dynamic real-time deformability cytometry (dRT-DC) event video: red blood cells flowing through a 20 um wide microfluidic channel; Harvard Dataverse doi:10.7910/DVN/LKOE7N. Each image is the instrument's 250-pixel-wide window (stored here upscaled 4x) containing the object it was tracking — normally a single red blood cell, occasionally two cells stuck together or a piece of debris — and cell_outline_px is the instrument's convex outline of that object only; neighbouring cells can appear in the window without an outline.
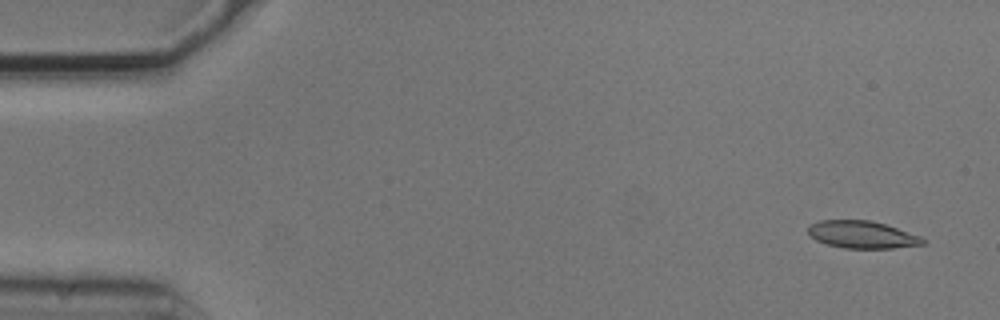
{"species": "common noctule bat (a hibernating species)", "species_latin": "Nyctalus noctula", "temperature_condition": "cold", "stored_images_in_passage": 54, "camera_frame_rate_fps": 3000, "um_per_image_px": 0.085, "animal": {"sex": "male", "body_mass_g": 20.5, "forearm_length_mm": 52.5}, "frame": {"image": 1, "passage_image": 3, "time_ms": 0.667, "image_size_px": [1000, 320], "cell_outline_px": [[928, 240], [924, 244], [892, 248], [844, 248], [828, 244], [816, 240], [808, 232], [808, 224], [820, 220], [872, 220], [920, 236]], "centroid_in_image_um": [73.27, 19.94], "position_along_channel_um": 11.7, "area_um2": 18.21}}
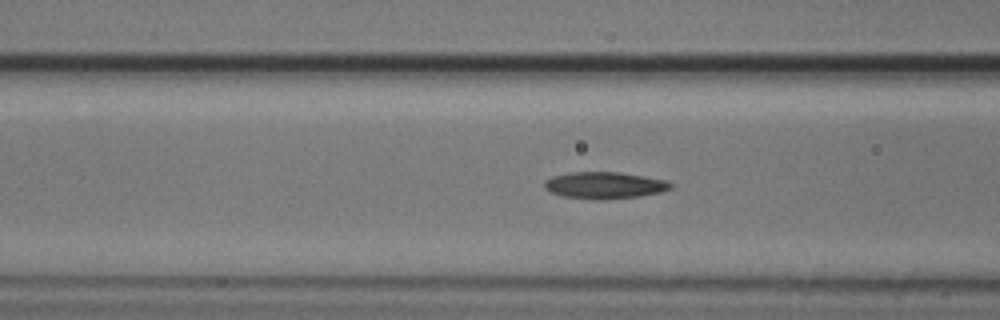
{"frame": {"image": 2, "passage_image": 21, "time_ms": 6.667, "image_size_px": [1000, 320], "cell_outline_px": [[676, 184], [672, 188], [660, 192], [640, 196], [608, 200], [596, 200], [564, 196], [552, 192], [544, 188], [544, 180], [552, 176], [572, 172], [620, 172], [644, 176], [664, 180]], "centroid_in_image_um": [51.41, 15.75], "position_along_channel_um": 115.2, "area_um2": 19.83}}
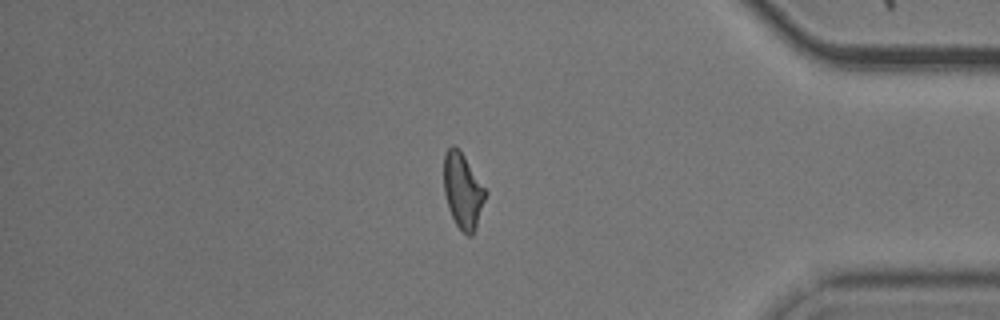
{"frame": {"image": 3, "passage_image": 46, "time_ms": 15.0, "image_size_px": [1000, 320], "cell_outline_px": [[488, 192], [472, 236], [468, 236], [456, 224], [448, 208], [444, 192], [444, 152], [452, 144], [460, 148]], "centroid_in_image_um": [39.34, 16.15], "position_along_channel_um": 395.9, "area_um2": 18.38}, "authors_computed_cell_mechanics": {"area_um2": 18.6694, "velocity_mm_per_s": 3.7186, "shape_relaxation_time_tau1_ms": null, "shape_relaxation_time_tau2_ms": 4.2785, "deformation_change_tau1": null, "deformation_change_tau2": 0.1154}}